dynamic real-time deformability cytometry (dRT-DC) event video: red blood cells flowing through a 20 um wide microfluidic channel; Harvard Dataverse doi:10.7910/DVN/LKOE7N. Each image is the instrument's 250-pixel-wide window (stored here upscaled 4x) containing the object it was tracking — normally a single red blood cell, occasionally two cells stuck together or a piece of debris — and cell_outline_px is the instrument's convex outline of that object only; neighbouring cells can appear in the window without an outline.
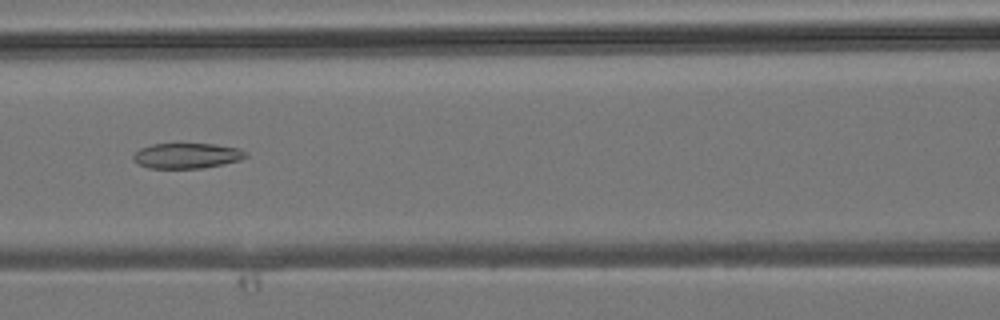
{"species": "common noctule bat (a hibernating species)", "species_latin": "Nyctalus noctula", "temperature_condition": "room temperature", "stored_images_in_passage": 44, "camera_frame_rate_fps": 3000, "um_per_image_px": 0.085, "animal": {"sex": "male", "body_mass_g": 19.2, "forearm_length_mm": 51.8}, "frame": {"image": 1, "passage_image": 19, "time_ms": 6.0, "image_size_px": [1000, 320], "cell_outline_px": [[248, 156], [240, 160], [224, 164], [204, 168], [148, 168], [132, 160], [132, 156], [140, 148], [152, 144], [216, 144], [240, 148], [248, 152]], "centroid_in_image_um": [15.92, 13.23], "position_along_channel_um": 150.7, "area_um2": 16.76}}
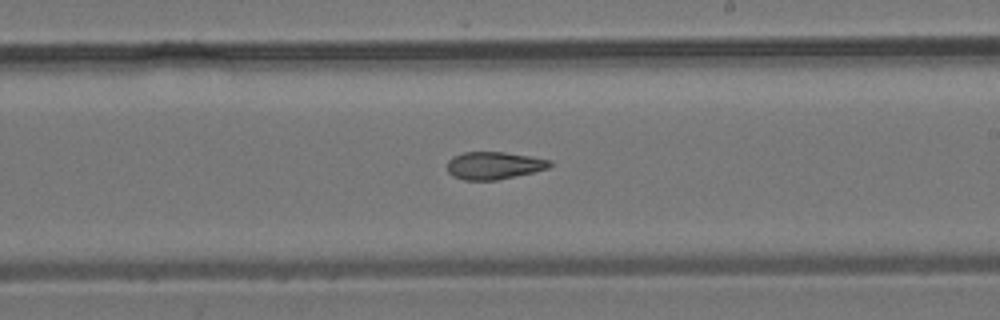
{"frame": {"image": 2, "passage_image": 25, "time_ms": 8.0, "image_size_px": [1000, 320], "cell_outline_px": [[552, 164], [548, 168], [532, 172], [496, 180], [464, 180], [452, 176], [448, 172], [448, 160], [452, 156], [464, 152], [504, 152], [552, 160]], "centroid_in_image_um": [41.95, 14.06], "position_along_channel_um": 247.0, "area_um2": 16.36}}
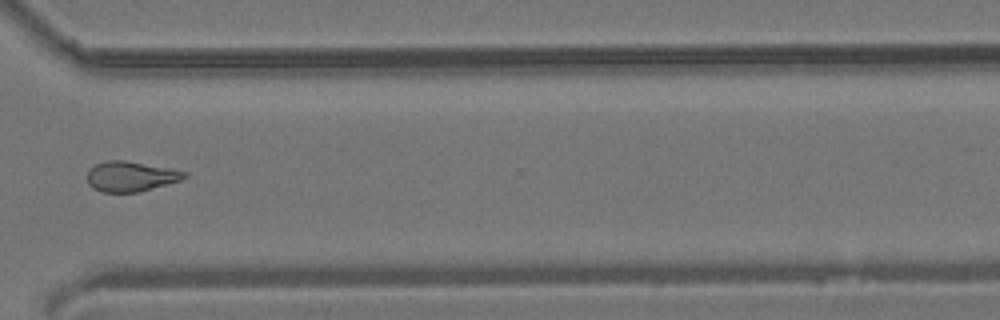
{"frame": {"image": 3, "passage_image": 32, "time_ms": 10.333, "image_size_px": [1000, 320], "cell_outline_px": [[188, 176], [180, 180], [140, 192], [100, 192], [92, 188], [88, 184], [88, 168], [96, 164], [108, 160], [124, 160], [168, 168], [188, 172]], "centroid_in_image_um": [11.09, 15.0], "position_along_channel_um": 359.5, "area_um2": 17.05}}